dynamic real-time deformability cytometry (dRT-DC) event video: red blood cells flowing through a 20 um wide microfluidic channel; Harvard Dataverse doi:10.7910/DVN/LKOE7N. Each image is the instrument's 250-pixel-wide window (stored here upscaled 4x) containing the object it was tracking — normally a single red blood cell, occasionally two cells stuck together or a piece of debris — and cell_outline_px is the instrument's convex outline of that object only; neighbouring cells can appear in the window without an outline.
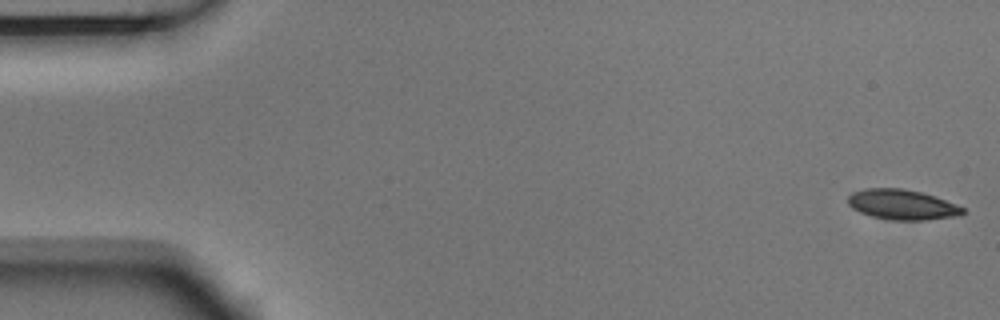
{"species": "Egyptian fruit bat (a non-hibernating species)", "species_latin": "Rousettus aegyptiacus", "temperature_condition": "room temperature", "stored_images_in_passage": 3, "camera_frame_rate_fps": 3000, "um_per_image_px": 0.085, "animal": {"sex": "male"}, "frame": {"image": 1, "passage_image": 1, "time_ms": 0.0, "image_size_px": [1000, 320], "cell_outline_px": [[964, 212], [952, 216], [924, 220], [888, 220], [872, 216], [860, 212], [852, 208], [848, 204], [848, 196], [852, 192], [864, 188], [904, 188], [936, 196], [956, 204], [964, 208]], "centroid_in_image_um": [76.63, 17.38], "position_along_channel_um": 8.4, "area_um2": 20.11}}